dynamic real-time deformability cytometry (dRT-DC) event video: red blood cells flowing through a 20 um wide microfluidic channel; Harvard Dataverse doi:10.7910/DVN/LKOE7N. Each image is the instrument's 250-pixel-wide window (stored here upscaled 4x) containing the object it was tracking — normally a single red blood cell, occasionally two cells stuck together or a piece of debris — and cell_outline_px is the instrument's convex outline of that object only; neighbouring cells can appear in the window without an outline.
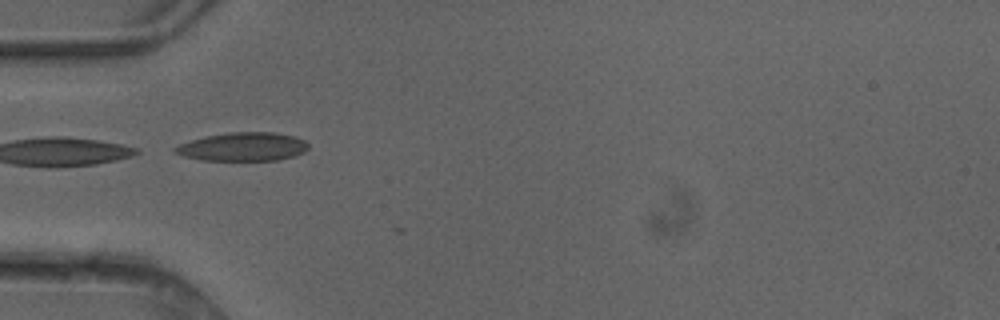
{"species": "common noctule bat (a hibernating species)", "species_latin": "Nyctalus noctula", "temperature_condition": "cold", "stored_images_in_passage": 6, "camera_frame_rate_fps": 3000, "um_per_image_px": 0.085, "animal": {"sex": "female"}, "frame": {"image": 1, "passage_image": 4, "time_ms": 1.0, "image_size_px": [1000, 320], "cell_outline_px": [[308, 148], [304, 152], [296, 156], [276, 160], [200, 160], [184, 156], [172, 152], [172, 148], [180, 144], [204, 136], [228, 132], [276, 132], [296, 136], [304, 140], [308, 144]], "centroid_in_image_um": [20.65, 12.47], "position_along_channel_um": 64.3, "area_um2": 22.37}}
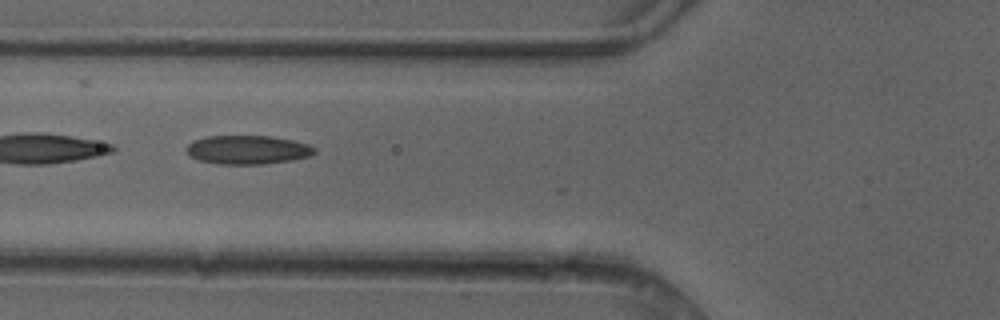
{"frame": {"image": 2, "passage_image": 5, "time_ms": 1.333, "image_size_px": [1000, 320], "cell_outline_px": [[316, 152], [312, 156], [288, 160], [260, 164], [220, 164], [200, 160], [192, 156], [188, 152], [188, 144], [192, 140], [208, 136], [268, 136], [292, 140], [308, 144], [316, 148]], "centroid_in_image_um": [21.08, 12.72], "position_along_channel_um": 104.7, "area_um2": 21.21}}
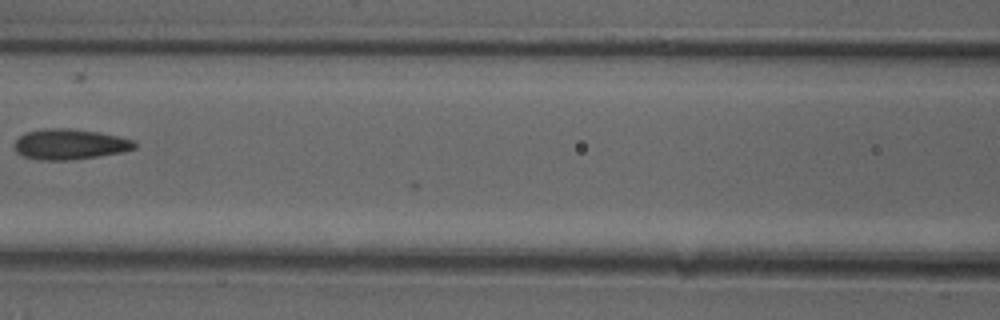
{"frame": {"image": 3, "passage_image": 6, "time_ms": 1.667, "image_size_px": [1000, 320], "cell_outline_px": [[136, 148], [120, 152], [96, 156], [68, 160], [40, 160], [24, 156], [16, 152], [16, 140], [24, 132], [44, 128], [68, 128], [96, 132], [120, 136], [132, 140], [136, 144]], "centroid_in_image_um": [5.91, 12.25], "position_along_channel_um": 160.7, "area_um2": 21.1}}